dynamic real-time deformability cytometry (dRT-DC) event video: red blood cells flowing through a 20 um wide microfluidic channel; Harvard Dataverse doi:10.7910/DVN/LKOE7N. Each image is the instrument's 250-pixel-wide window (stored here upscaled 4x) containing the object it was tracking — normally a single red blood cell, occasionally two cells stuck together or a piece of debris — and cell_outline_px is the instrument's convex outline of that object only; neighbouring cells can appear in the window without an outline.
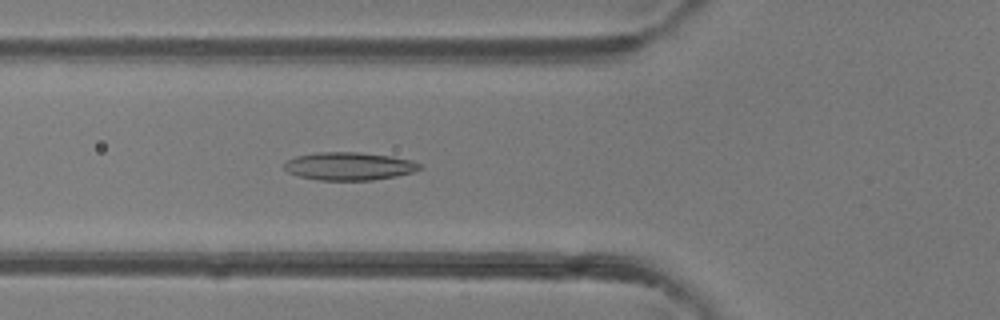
{"species": "common noctule bat (a hibernating species)", "species_latin": "Nyctalus noctula", "temperature_condition": "room temperature", "stored_images_in_passage": 39, "camera_frame_rate_fps": 3000, "um_per_image_px": 0.085, "animal": {"sex": "female"}, "frame": {"image": 1, "passage_image": 9, "time_ms": 2.667, "image_size_px": [1000, 320], "cell_outline_px": [[424, 168], [412, 172], [396, 176], [372, 180], [320, 180], [300, 176], [288, 172], [284, 168], [284, 164], [288, 160], [296, 156], [316, 152], [360, 152], [392, 156], [412, 160], [420, 164]], "centroid_in_image_um": [29.7, 14.12], "position_along_channel_um": 96.1, "area_um2": 22.08}}
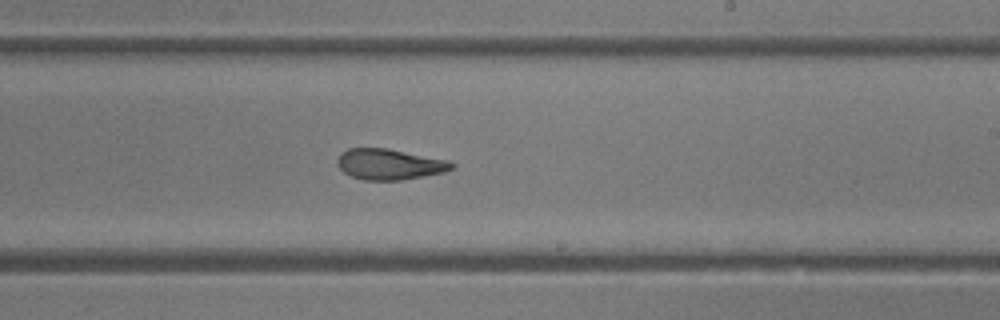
{"frame": {"image": 2, "passage_image": 20, "time_ms": 6.333, "image_size_px": [1000, 320], "cell_outline_px": [[456, 168], [444, 172], [400, 180], [364, 180], [352, 176], [344, 172], [336, 164], [336, 160], [340, 152], [348, 148], [388, 148], [448, 160], [456, 164]], "centroid_in_image_um": [33.1, 13.95], "position_along_channel_um": 255.9, "area_um2": 20.63}}
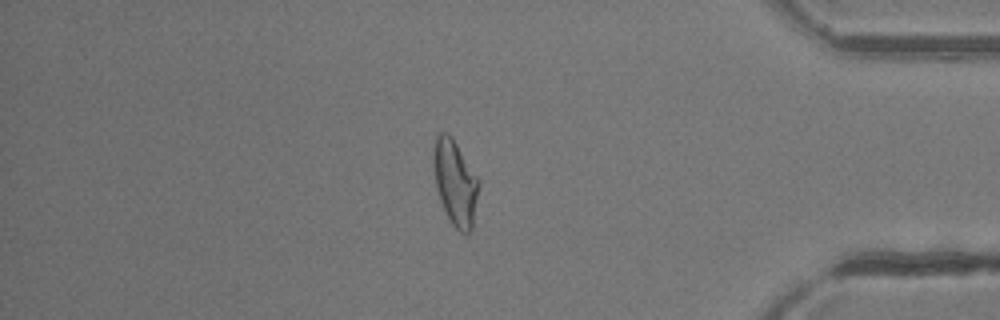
{"frame": {"image": 3, "passage_image": 32, "time_ms": 10.333, "image_size_px": [1000, 320], "cell_outline_px": [[480, 184], [472, 232], [460, 232], [448, 220], [440, 200], [436, 188], [432, 164], [432, 152], [436, 132], [448, 132], [452, 136], [480, 180]], "centroid_in_image_um": [38.68, 15.49], "position_along_channel_um": 396.5, "area_um2": 23.18}, "authors_computed_cell_mechanics": {"area_um2": 21.8484, "velocity_mm_per_s": 4.3497, "shape_relaxation_time_tau1_ms": null, "shape_relaxation_time_tau2_ms": 2.4454, "deformation_change_tau1": null, "deformation_change_tau2": 0.1052}}